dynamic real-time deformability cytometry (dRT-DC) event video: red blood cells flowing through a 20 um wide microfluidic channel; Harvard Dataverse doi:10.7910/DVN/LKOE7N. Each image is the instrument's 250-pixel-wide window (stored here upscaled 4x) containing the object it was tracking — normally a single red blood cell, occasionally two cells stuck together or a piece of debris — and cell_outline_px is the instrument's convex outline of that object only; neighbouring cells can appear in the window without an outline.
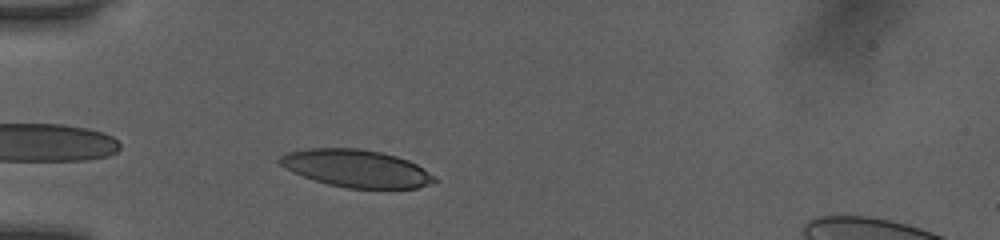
{"species": "human", "species_latin": "Homo sapiens", "temperature_condition": "room temperature", "stored_images_in_passage": 33, "camera_frame_rate_fps": 3000, "um_per_image_px": 0.085, "donor": {"sex": "female"}, "frame": {"image": 1, "passage_image": 2, "time_ms": 0.333, "image_size_px": [1000, 240], "cell_outline_px": [[436, 180], [428, 184], [416, 188], [348, 188], [328, 184], [292, 172], [280, 164], [276, 160], [284, 152], [308, 148], [360, 148], [380, 152], [396, 156], [408, 160], [416, 164], [428, 172]], "centroid_in_image_um": [30.22, 14.3], "position_along_channel_um": 54.8, "area_um2": 33.52}}
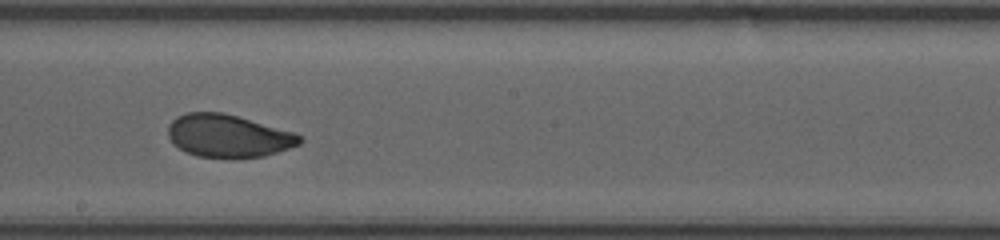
{"frame": {"image": 2, "passage_image": 16, "time_ms": 5.0, "image_size_px": [1000, 240], "cell_outline_px": [[304, 140], [300, 144], [264, 156], [232, 160], [196, 156], [184, 152], [172, 144], [168, 136], [168, 124], [176, 116], [188, 112], [220, 112], [236, 116], [296, 132], [304, 136]], "centroid_in_image_um": [19.39, 11.58], "position_along_channel_um": 228.8, "area_um2": 33.58}}
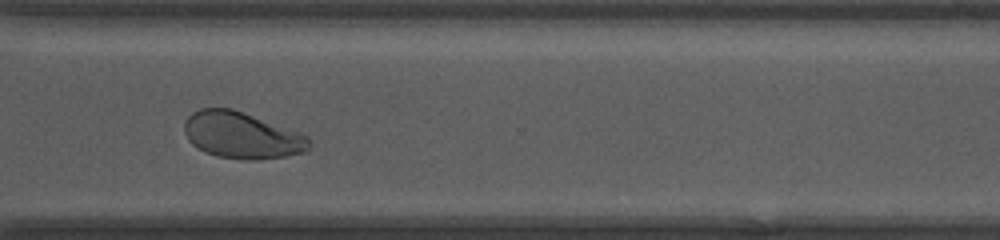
{"frame": {"image": 3, "passage_image": 25, "time_ms": 8.0, "image_size_px": [1000, 240], "cell_outline_px": [[312, 144], [304, 152], [284, 156], [252, 160], [244, 160], [216, 156], [204, 152], [192, 144], [188, 140], [184, 132], [184, 120], [192, 112], [200, 108], [232, 108], [300, 132], [308, 136], [312, 140]], "centroid_in_image_um": [20.54, 11.5], "position_along_channel_um": 350.1, "area_um2": 34.04}, "authors_computed_cell_mechanics": {"area_um2": 34.102, "velocity_mm_per_s": 4.0605, "shape_relaxation_time_tau1_ms": 2.9172, "shape_relaxation_time_tau2_ms": 1.0, "deformation_change_tau1": 0.1419, "deformation_change_tau2": 0.0561}}